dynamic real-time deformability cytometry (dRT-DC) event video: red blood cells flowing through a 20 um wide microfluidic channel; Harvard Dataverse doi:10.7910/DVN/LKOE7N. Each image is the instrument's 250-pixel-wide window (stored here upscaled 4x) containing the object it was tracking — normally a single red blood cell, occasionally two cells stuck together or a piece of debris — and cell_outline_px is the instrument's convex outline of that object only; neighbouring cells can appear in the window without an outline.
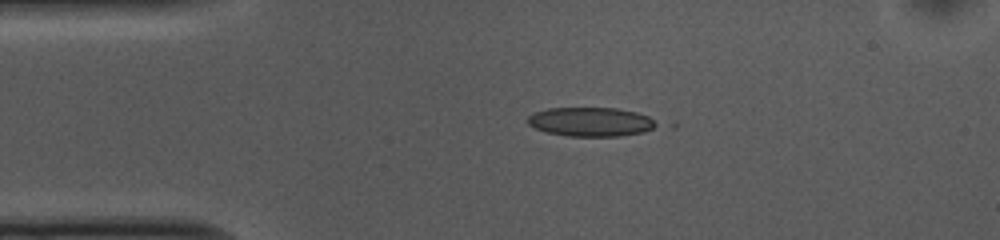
{"species": "common noctule bat (a hibernating species)", "species_latin": "Nyctalus noctula", "temperature_condition": "cold", "stored_images_in_passage": 8, "camera_frame_rate_fps": 3000, "um_per_image_px": 0.085, "animal": {"sex": "female", "body_mass_g": 10.0, "forearm_length_mm": 53.1}, "frame": {"image": 1, "passage_image": 1, "time_ms": 0.0, "image_size_px": [1000, 240], "cell_outline_px": [[660, 124], [644, 132], [620, 136], [568, 136], [548, 132], [536, 128], [528, 124], [528, 116], [536, 112], [548, 108], [616, 108], [636, 112], [648, 116]], "centroid_in_image_um": [50.25, 10.35], "position_along_channel_um": 34.8, "area_um2": 21.68}}
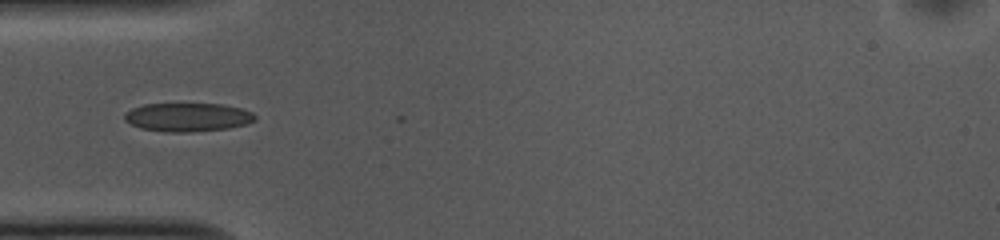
{"frame": {"image": 2, "passage_image": 6, "time_ms": 1.667, "image_size_px": [1000, 240], "cell_outline_px": [[256, 120], [244, 124], [228, 128], [192, 132], [164, 132], [140, 128], [124, 120], [124, 112], [132, 108], [144, 104], [224, 104], [240, 108], [252, 112], [256, 116]], "centroid_in_image_um": [15.93, 9.96], "position_along_channel_um": 69.1, "area_um2": 21.79}}